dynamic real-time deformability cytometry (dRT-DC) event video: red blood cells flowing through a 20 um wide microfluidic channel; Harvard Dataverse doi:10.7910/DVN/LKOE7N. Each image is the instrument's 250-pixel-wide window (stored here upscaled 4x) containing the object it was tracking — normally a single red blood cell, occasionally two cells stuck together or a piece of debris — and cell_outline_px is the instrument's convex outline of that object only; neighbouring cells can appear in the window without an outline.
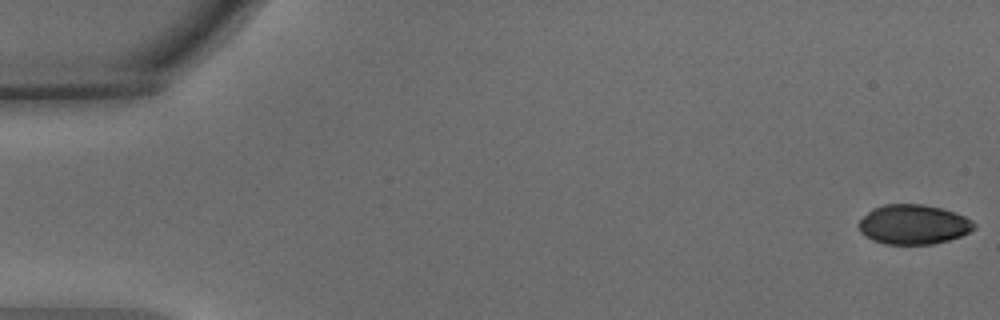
{"species": "common noctule bat (a hibernating species)", "species_latin": "Nyctalus noctula", "temperature_condition": "warm", "stored_images_in_passage": 18, "camera_frame_rate_fps": 3000, "um_per_image_px": 0.085, "animal": {"sex": "male", "body_mass_g": 15.6}, "frame": {"image": 1, "passage_image": 1, "time_ms": 0.0, "image_size_px": [1000, 320], "cell_outline_px": [[976, 228], [960, 236], [948, 240], [932, 244], [884, 244], [872, 240], [864, 236], [860, 232], [856, 224], [872, 208], [884, 204], [924, 204], [956, 212], [972, 220], [976, 224]], "centroid_in_image_um": [77.62, 19.08], "position_along_channel_um": 7.4, "area_um2": 26.88}}
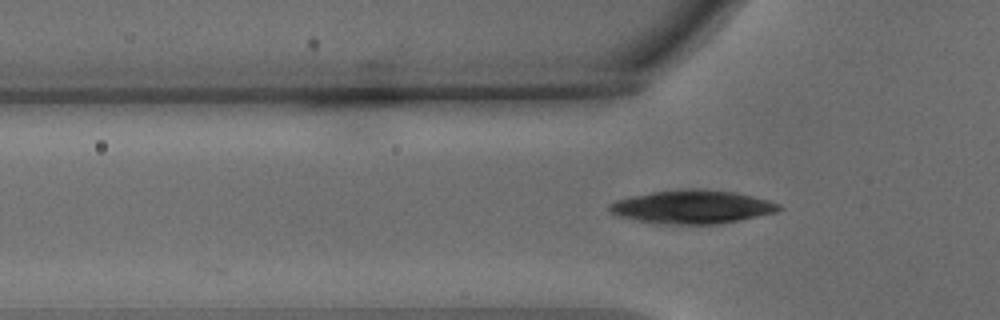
{"frame": {"image": 2, "passage_image": 18, "time_ms": 5.667, "image_size_px": [1000, 320], "cell_outline_px": [[784, 208], [776, 212], [740, 220], [720, 224], [656, 224], [636, 220], [620, 216], [612, 212], [608, 208], [608, 204], [616, 200], [632, 196], [652, 192], [680, 188], [704, 188], [736, 192], [768, 200], [780, 204]], "centroid_in_image_um": [58.86, 17.57], "position_along_channel_um": 66.9, "area_um2": 33.35}}